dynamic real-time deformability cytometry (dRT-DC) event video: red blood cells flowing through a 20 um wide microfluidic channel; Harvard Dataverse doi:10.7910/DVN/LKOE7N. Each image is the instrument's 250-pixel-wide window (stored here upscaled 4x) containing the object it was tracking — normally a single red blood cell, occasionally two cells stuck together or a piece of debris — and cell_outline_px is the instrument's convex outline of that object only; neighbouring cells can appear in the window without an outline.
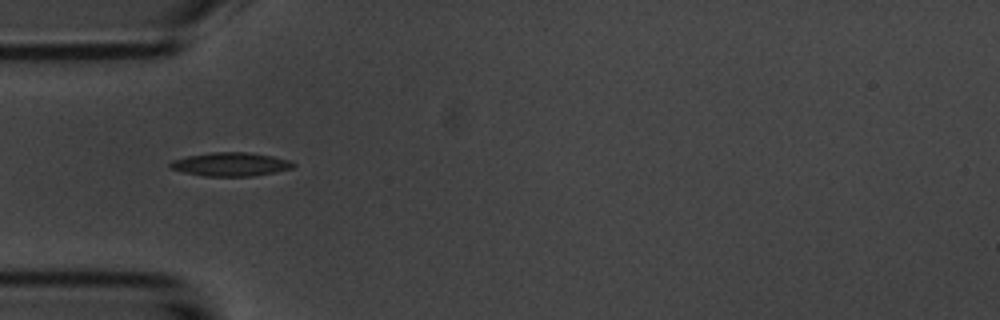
{"species": "common noctule bat (a hibernating species)", "species_latin": "Nyctalus noctula", "temperature_condition": "room temperature", "stored_images_in_passage": 10, "camera_frame_rate_fps": 3000, "um_per_image_px": 0.085, "animal": {"sex": "male", "body_mass_g": 20.1, "forearm_length_mm": 53.5}, "frame": {"image": 1, "passage_image": 1, "time_ms": 0.0, "image_size_px": [1000, 320], "cell_outline_px": [[296, 164], [292, 168], [276, 172], [252, 176], [204, 176], [184, 172], [168, 168], [168, 164], [172, 160], [188, 156], [212, 152], [248, 152], [272, 156], [288, 160]], "centroid_in_image_um": [19.58, 13.96], "position_along_channel_um": 65.4, "area_um2": 16.94}}
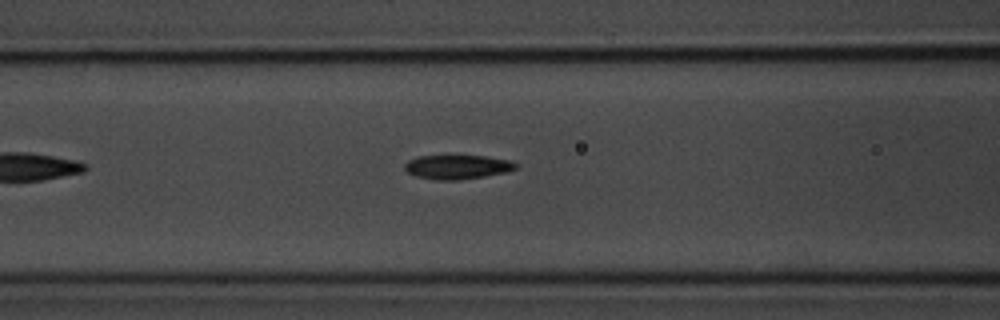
{"frame": {"image": 2, "passage_image": 6, "time_ms": 1.667, "image_size_px": [1000, 320], "cell_outline_px": [[520, 164], [516, 168], [504, 172], [484, 176], [456, 180], [436, 180], [416, 176], [408, 172], [404, 168], [404, 164], [408, 160], [416, 156], [452, 152], [484, 156], [512, 160]], "centroid_in_image_um": [38.84, 14.12], "position_along_channel_um": 127.8, "area_um2": 16.59}}
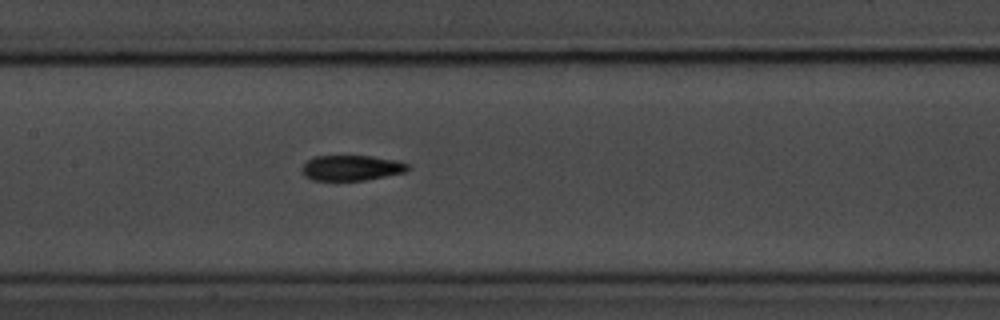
{"frame": {"image": 3, "passage_image": 10, "time_ms": 3.0, "image_size_px": [1000, 320], "cell_outline_px": [[412, 168], [404, 172], [364, 180], [312, 180], [304, 176], [300, 168], [308, 160], [316, 156], [372, 156], [400, 160], [408, 164]], "centroid_in_image_um": [29.89, 14.26], "position_along_channel_um": 177.5, "area_um2": 15.72}}